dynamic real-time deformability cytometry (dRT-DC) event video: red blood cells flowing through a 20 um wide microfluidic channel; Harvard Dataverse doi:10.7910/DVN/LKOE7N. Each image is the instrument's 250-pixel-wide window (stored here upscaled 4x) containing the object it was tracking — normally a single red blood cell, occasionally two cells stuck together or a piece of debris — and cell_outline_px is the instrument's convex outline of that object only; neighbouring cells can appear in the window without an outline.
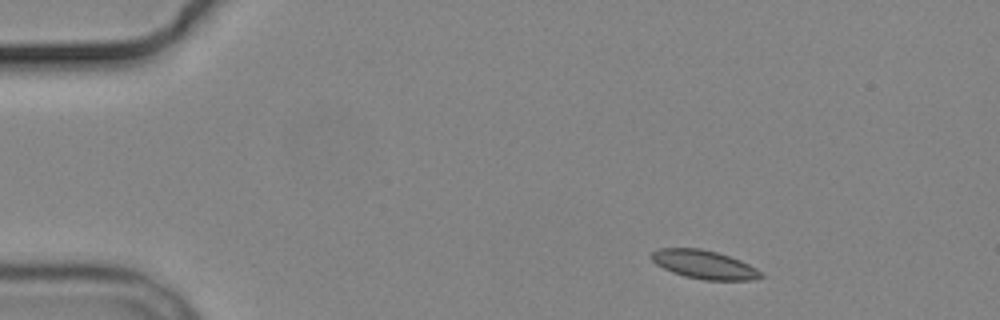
{"species": "common noctule bat (a hibernating species)", "species_latin": "Nyctalus noctula", "temperature_condition": "cold", "stored_images_in_passage": 13, "camera_frame_rate_fps": 3000, "um_per_image_px": 0.085, "animal": {"sex": "male", "body_mass_g": 19.2, "forearm_length_mm": 51.8}, "frame": {"image": 1, "passage_image": 1, "time_ms": 0.0, "image_size_px": [1000, 320], "cell_outline_px": [[764, 276], [748, 280], [704, 280], [684, 276], [672, 272], [656, 264], [648, 256], [652, 252], [660, 248], [700, 248], [716, 252], [740, 260], [756, 268]], "centroid_in_image_um": [59.81, 22.48], "position_along_channel_um": 25.2, "area_um2": 18.09}}
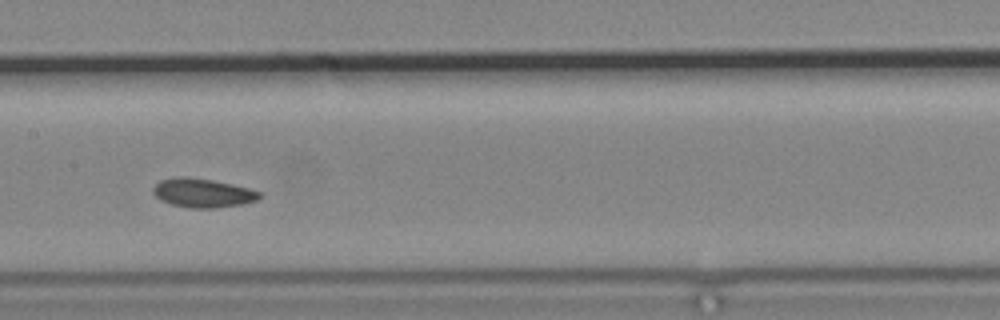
{"frame": {"image": 2, "passage_image": 6, "time_ms": 6.667, "image_size_px": [1000, 320], "cell_outline_px": [[260, 196], [256, 200], [240, 204], [216, 208], [192, 208], [172, 204], [160, 200], [152, 192], [152, 188], [160, 180], [176, 176], [188, 176], [212, 180], [232, 184], [248, 188], [260, 192]], "centroid_in_image_um": [17.18, 16.38], "position_along_channel_um": 190.2, "area_um2": 17.86}}
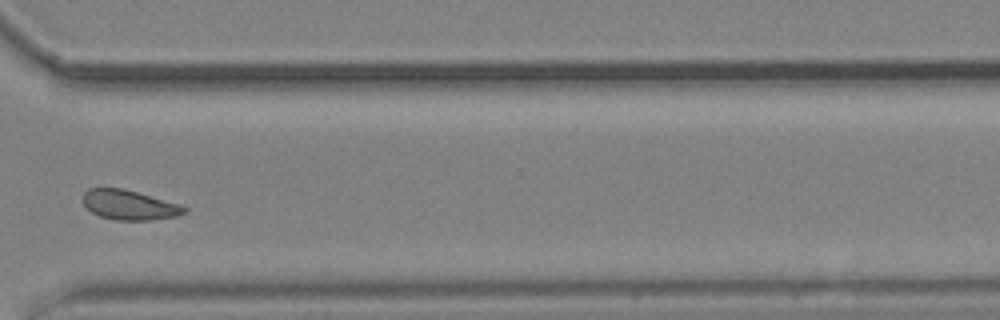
{"frame": {"image": 3, "passage_image": 10, "time_ms": 11.333, "image_size_px": [1000, 320], "cell_outline_px": [[188, 212], [176, 216], [152, 220], [116, 220], [100, 216], [92, 212], [84, 204], [84, 192], [88, 188], [124, 188], [176, 204], [188, 208]], "centroid_in_image_um": [10.98, 17.43], "position_along_channel_um": 359.6, "area_um2": 17.28}, "authors_computed_cell_mechanics": {"area_um2": 17.8602, "velocity_mm_per_s": 3.6438, "shape_relaxation_time_tau1_ms": 4.5119, "shape_relaxation_time_tau2_ms": null, "deformation_change_tau1": 0.0513, "deformation_change_tau2": null}}